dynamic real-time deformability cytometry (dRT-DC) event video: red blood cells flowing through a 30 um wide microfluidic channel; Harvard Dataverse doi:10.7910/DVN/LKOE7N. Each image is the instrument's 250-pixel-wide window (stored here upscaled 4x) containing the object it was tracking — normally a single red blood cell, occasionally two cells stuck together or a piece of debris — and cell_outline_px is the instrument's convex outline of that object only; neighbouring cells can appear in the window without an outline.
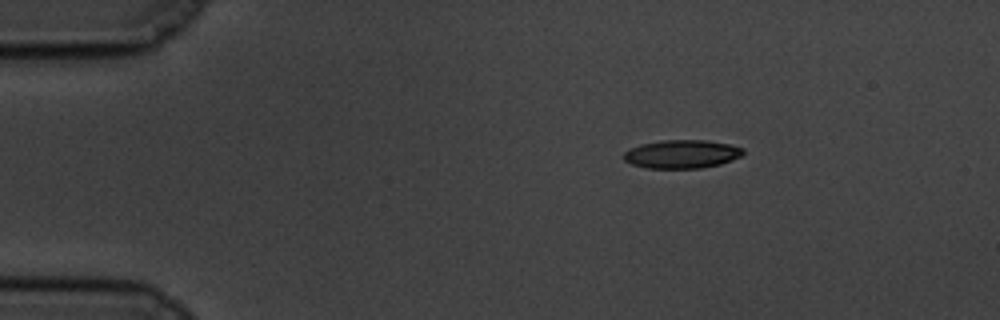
{"species": "common noctule bat (a hibernating species)", "species_latin": "Nyctalus noctula", "temperature_condition": "cold", "stored_images_in_passage": 8, "segment_of_instrument_passage": [2, 2], "camera_frame_rate_fps": 3000, "um_per_image_px": 0.085, "animal": {"sex": "male", "body_mass_g": 19.5, "forearm_length_mm": 54.6}, "frame": {"image": 1, "passage_image": 8, "time_ms": 2.333, "image_size_px": [1000, 320], "cell_outline_px": [[744, 152], [740, 156], [732, 160], [720, 164], [700, 168], [648, 168], [632, 164], [624, 160], [624, 152], [640, 144], [664, 140], [708, 140], [728, 144], [744, 148]], "centroid_in_image_um": [57.97, 13.09], "position_along_channel_um": 27.0, "area_um2": 19.65}}